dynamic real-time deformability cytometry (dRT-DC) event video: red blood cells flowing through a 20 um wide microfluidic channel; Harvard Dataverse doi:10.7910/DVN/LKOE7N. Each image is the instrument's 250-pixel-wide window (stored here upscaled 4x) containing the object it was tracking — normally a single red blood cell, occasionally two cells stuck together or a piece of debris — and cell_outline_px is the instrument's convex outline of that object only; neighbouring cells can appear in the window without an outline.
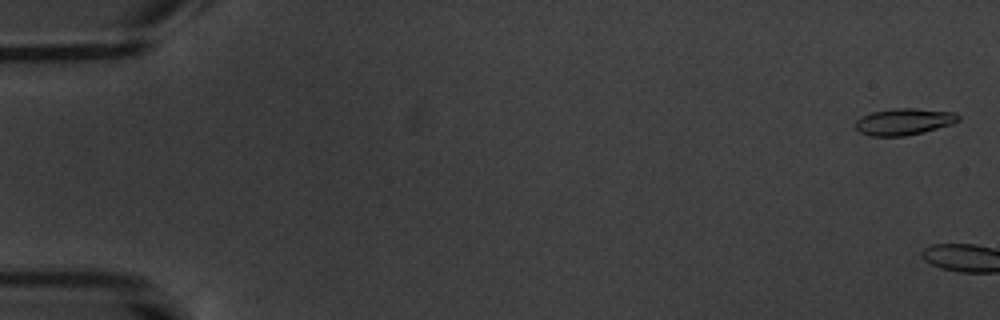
{"species": "common noctule bat (a hibernating species)", "species_latin": "Nyctalus noctula", "temperature_condition": "warm", "stored_images_in_passage": 7, "camera_frame_rate_fps": 3000, "um_per_image_px": 0.085, "animal": {"sex": "male", "body_mass_g": 20.1, "forearm_length_mm": 53.5}, "frame": {"image": 1, "passage_image": 1, "time_ms": 0.0, "image_size_px": [1000, 320], "cell_outline_px": [[960, 120], [952, 124], [924, 132], [904, 136], [872, 136], [860, 132], [856, 128], [856, 120], [860, 116], [872, 112], [892, 108], [916, 108], [956, 112], [960, 116]], "centroid_in_image_um": [76.86, 10.33], "position_along_channel_um": 8.1, "area_um2": 16.13}}